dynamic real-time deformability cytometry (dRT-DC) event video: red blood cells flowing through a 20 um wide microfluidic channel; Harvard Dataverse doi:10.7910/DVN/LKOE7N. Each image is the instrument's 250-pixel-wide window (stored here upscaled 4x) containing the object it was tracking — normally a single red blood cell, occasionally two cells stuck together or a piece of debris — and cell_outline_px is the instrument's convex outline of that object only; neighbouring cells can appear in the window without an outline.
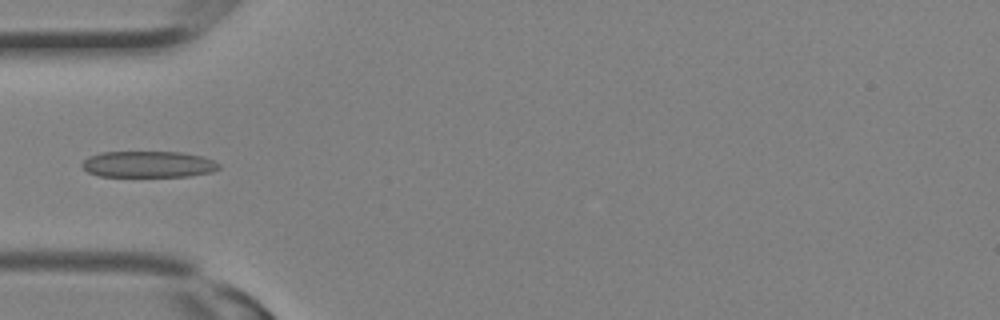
{"species": "Egyptian fruit bat (a non-hibernating species)", "species_latin": "Rousettus aegyptiacus", "temperature_condition": "room temperature", "stored_images_in_passage": 11, "camera_frame_rate_fps": 3000, "um_per_image_px": 0.085, "animal": {"sex": "female"}, "frame": {"image": 1, "passage_image": 8, "time_ms": 2.333, "image_size_px": [1000, 320], "cell_outline_px": [[220, 168], [212, 172], [188, 176], [100, 176], [88, 172], [80, 164], [88, 156], [100, 152], [184, 152], [204, 156], [220, 164]], "centroid_in_image_um": [12.62, 13.95], "position_along_channel_um": 72.4, "area_um2": 21.1}}
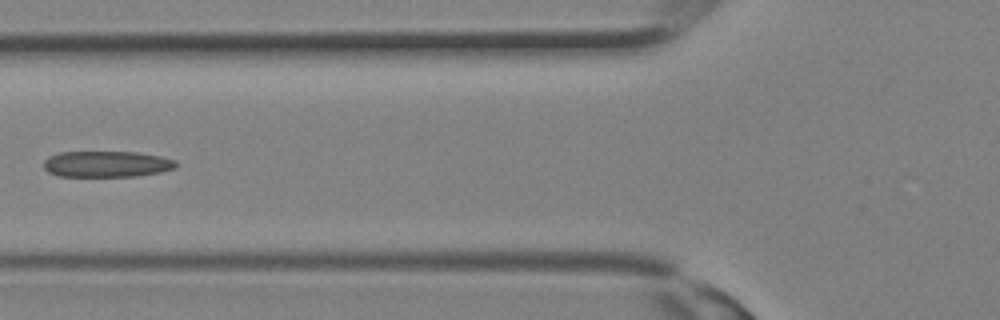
{"frame": {"image": 2, "passage_image": 10, "time_ms": 3.0, "image_size_px": [1000, 320], "cell_outline_px": [[176, 168], [160, 172], [136, 176], [60, 176], [48, 172], [44, 168], [44, 160], [48, 156], [60, 152], [136, 152], [160, 156], [176, 160]], "centroid_in_image_um": [9.06, 13.94], "position_along_channel_um": 116.7, "area_um2": 20.11}}